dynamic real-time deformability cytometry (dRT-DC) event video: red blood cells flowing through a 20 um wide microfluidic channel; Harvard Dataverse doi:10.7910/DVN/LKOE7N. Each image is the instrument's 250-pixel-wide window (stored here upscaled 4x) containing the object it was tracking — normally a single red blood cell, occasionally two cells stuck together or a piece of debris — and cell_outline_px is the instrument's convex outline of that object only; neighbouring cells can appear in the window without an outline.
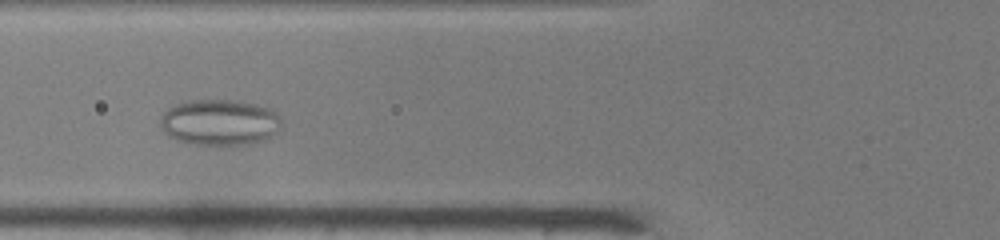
{"species": "common noctule bat (a hibernating species)", "species_latin": "Nyctalus noctula", "temperature_condition": "warm", "stored_images_in_passage": 45, "camera_frame_rate_fps": 3000, "um_per_image_px": 0.085, "animal": {"sex": "male", "body_mass_g": 19.0, "forearm_length_mm": 50.8}, "frame": {"image": 1, "passage_image": 13, "time_ms": 4.0, "image_size_px": [1000, 240], "cell_outline_px": [[280, 124], [276, 132], [268, 140], [256, 144], [196, 144], [176, 140], [168, 136], [160, 128], [160, 120], [164, 112], [168, 108], [176, 104], [188, 100], [236, 100], [268, 108], [276, 112], [280, 116]], "centroid_in_image_um": [18.66, 10.41], "position_along_channel_um": 107.1, "area_um2": 32.54}}
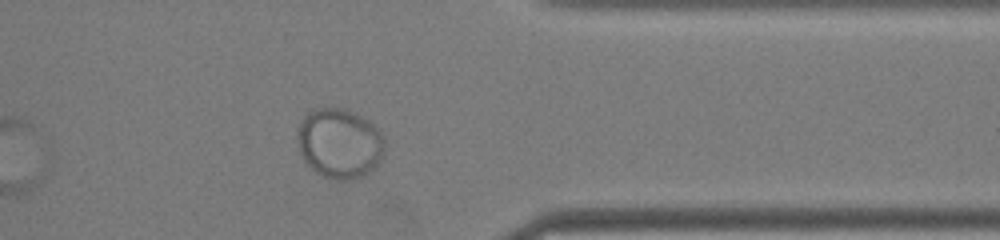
{"frame": {"image": 2, "passage_image": 35, "time_ms": 11.333, "image_size_px": [1000, 240], "cell_outline_px": [[384, 152], [380, 160], [368, 172], [360, 176], [348, 180], [336, 180], [324, 176], [316, 172], [304, 160], [300, 152], [296, 140], [296, 136], [300, 120], [312, 108], [344, 108], [360, 116], [372, 124], [384, 136]], "centroid_in_image_um": [28.82, 12.17], "position_along_channel_um": 382.6, "area_um2": 35.43}}
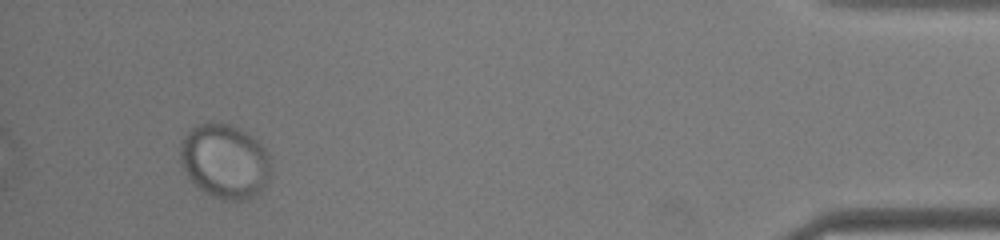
{"frame": {"image": 3, "passage_image": 42, "time_ms": 13.667, "image_size_px": [1000, 240], "cell_outline_px": [[268, 180], [264, 188], [256, 196], [244, 200], [220, 200], [204, 192], [192, 180], [184, 168], [180, 160], [180, 140], [196, 124], [208, 120], [228, 124], [240, 128], [252, 136], [264, 148], [268, 156]], "centroid_in_image_um": [19.08, 13.68], "position_along_channel_um": 416.1, "area_um2": 39.3}}